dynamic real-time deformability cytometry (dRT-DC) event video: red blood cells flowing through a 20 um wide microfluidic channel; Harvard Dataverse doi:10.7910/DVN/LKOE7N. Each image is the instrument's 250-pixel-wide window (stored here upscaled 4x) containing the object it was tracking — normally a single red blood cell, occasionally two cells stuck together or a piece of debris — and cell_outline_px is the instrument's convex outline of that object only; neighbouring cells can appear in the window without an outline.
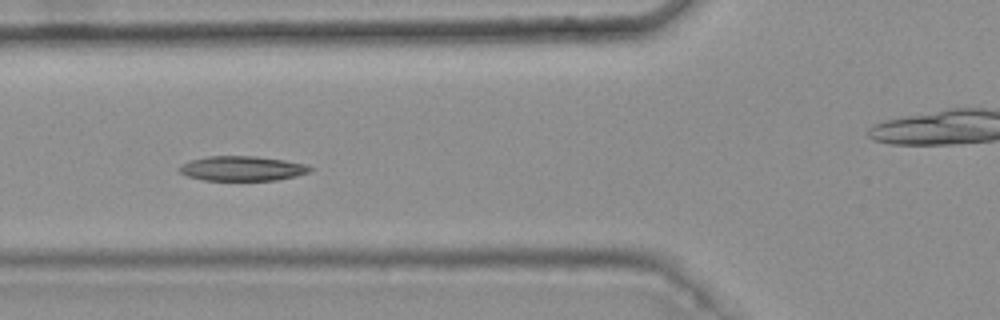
{"species": "common noctule bat (a hibernating species)", "species_latin": "Nyctalus noctula", "temperature_condition": "warm", "stored_images_in_passage": 8, "camera_frame_rate_fps": 3000, "um_per_image_px": 0.085, "animal": {"sex": "female", "body_mass_g": 25.1}, "frame": {"image": 1, "passage_image": 4, "time_ms": 1.0, "image_size_px": [1000, 320], "cell_outline_px": [[316, 168], [308, 172], [296, 176], [276, 180], [204, 180], [188, 176], [180, 172], [176, 168], [192, 160], [208, 156], [256, 156], [284, 160], [304, 164]], "centroid_in_image_um": [20.61, 14.32], "position_along_channel_um": 105.2, "area_um2": 18.73}}
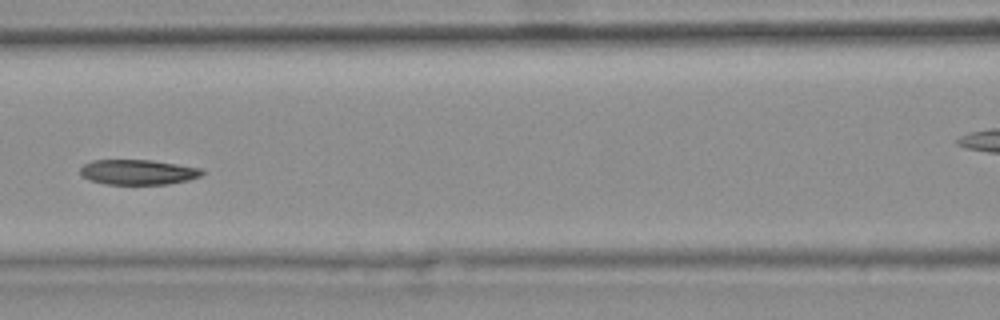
{"frame": {"image": 2, "passage_image": 5, "time_ms": 1.333, "image_size_px": [1000, 320], "cell_outline_px": [[204, 172], [200, 176], [188, 180], [168, 184], [104, 184], [88, 180], [80, 176], [80, 168], [84, 164], [92, 160], [152, 160], [204, 168]], "centroid_in_image_um": [11.72, 14.63], "position_along_channel_um": 154.9, "area_um2": 18.03}}